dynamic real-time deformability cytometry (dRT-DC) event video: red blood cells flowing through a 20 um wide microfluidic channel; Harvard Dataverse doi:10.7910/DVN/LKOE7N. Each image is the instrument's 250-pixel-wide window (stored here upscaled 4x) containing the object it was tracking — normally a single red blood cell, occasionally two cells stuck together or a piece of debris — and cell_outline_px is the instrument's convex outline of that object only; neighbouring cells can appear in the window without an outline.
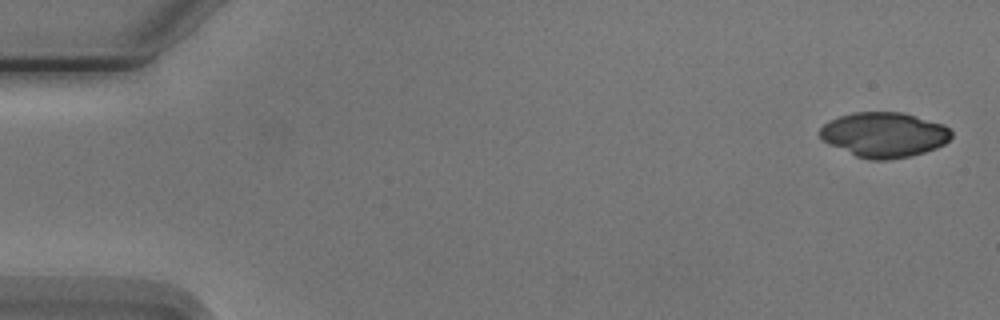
{"species": "Egyptian fruit bat (a non-hibernating species)", "species_latin": "Rousettus aegyptiacus", "temperature_condition": "cold", "stored_images_in_passage": 6, "camera_frame_rate_fps": 3000, "um_per_image_px": 0.085, "animal": {"sex": "male"}, "frame": {"image": 1, "passage_image": 1, "time_ms": 0.0, "image_size_px": [1000, 320], "cell_outline_px": [[952, 136], [944, 144], [936, 148], [924, 152], [908, 156], [888, 160], [872, 160], [856, 156], [828, 144], [820, 136], [820, 128], [828, 120], [852, 112], [900, 112], [916, 116], [944, 124], [952, 132]], "centroid_in_image_um": [75.14, 11.44], "position_along_channel_um": 9.9, "area_um2": 34.39}}
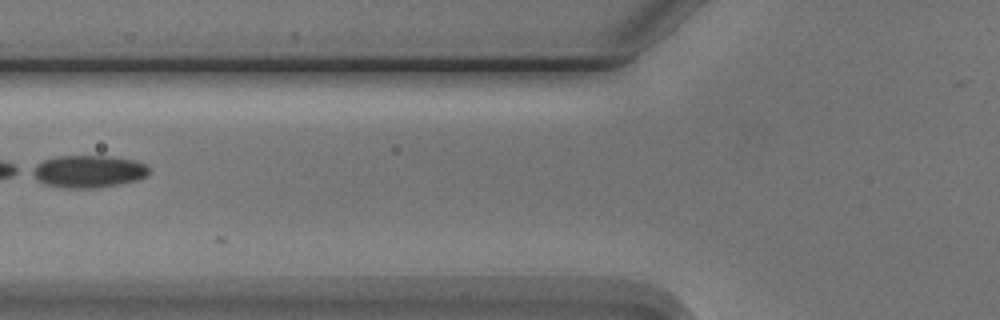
{"frame": {"image": 2, "passage_image": 6, "time_ms": 6.667, "image_size_px": [1000, 320], "cell_outline_px": [[152, 168], [148, 176], [136, 180], [116, 184], [92, 188], [68, 188], [48, 184], [40, 180], [28, 172], [28, 168], [44, 160], [60, 156], [112, 156], [136, 160]], "centroid_in_image_um": [7.53, 14.55], "position_along_channel_um": 118.3, "area_um2": 22.02}}